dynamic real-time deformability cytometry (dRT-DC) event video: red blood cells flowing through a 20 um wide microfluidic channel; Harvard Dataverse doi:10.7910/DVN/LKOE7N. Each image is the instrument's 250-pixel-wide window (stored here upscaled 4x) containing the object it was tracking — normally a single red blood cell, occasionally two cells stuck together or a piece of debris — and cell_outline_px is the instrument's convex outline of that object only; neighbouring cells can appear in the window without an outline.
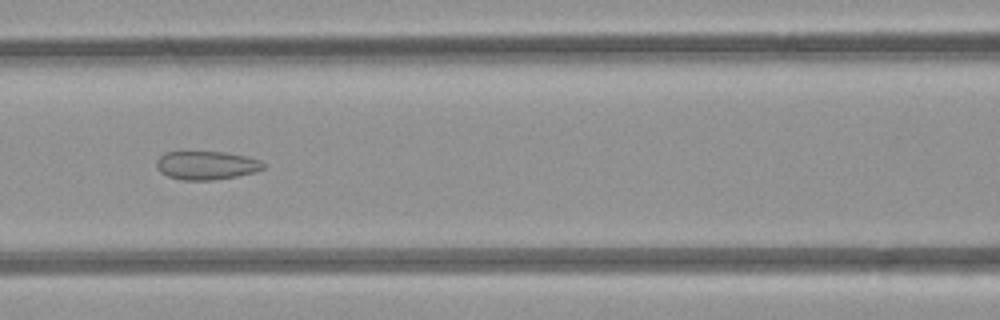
{"species": "common noctule bat (a hibernating species)", "species_latin": "Nyctalus noctula", "temperature_condition": "room temperature", "stored_images_in_passage": 5, "camera_frame_rate_fps": 3000, "um_per_image_px": 0.085, "animal": {"sex": "female", "body_mass_g": 21.9}, "frame": {"image": 1, "passage_image": 5, "time_ms": 4.333, "image_size_px": [1000, 320], "cell_outline_px": [[264, 168], [256, 172], [236, 176], [212, 180], [180, 180], [168, 176], [160, 172], [156, 168], [156, 160], [164, 152], [224, 152], [244, 156], [260, 160], [264, 164]], "centroid_in_image_um": [17.51, 14.06], "position_along_channel_um": 149.1, "area_um2": 17.74}}